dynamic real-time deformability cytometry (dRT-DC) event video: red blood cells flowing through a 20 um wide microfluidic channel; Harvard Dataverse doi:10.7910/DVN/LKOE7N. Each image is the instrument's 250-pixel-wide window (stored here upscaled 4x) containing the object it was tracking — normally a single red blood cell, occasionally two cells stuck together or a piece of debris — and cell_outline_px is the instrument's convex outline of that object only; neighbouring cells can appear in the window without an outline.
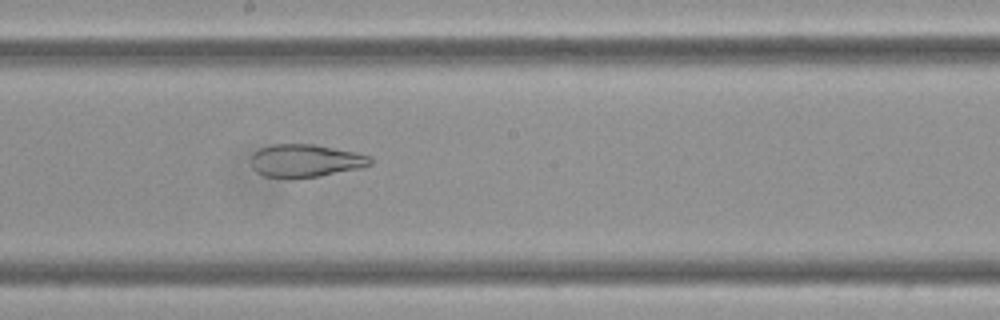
{"species": "Egyptian fruit bat (a non-hibernating species)", "species_latin": "Rousettus aegyptiacus", "temperature_condition": "cold", "stored_images_in_passage": 57, "camera_frame_rate_fps": 3000, "um_per_image_px": 0.085, "frame": {"image": 1, "passage_image": 31, "time_ms": 10.0, "image_size_px": [1000, 320], "cell_outline_px": [[372, 164], [360, 168], [320, 176], [264, 176], [256, 172], [252, 168], [252, 156], [260, 148], [272, 144], [316, 144], [352, 152], [368, 156], [372, 160]], "centroid_in_image_um": [25.96, 13.64], "position_along_channel_um": 222.2, "area_um2": 22.2}}
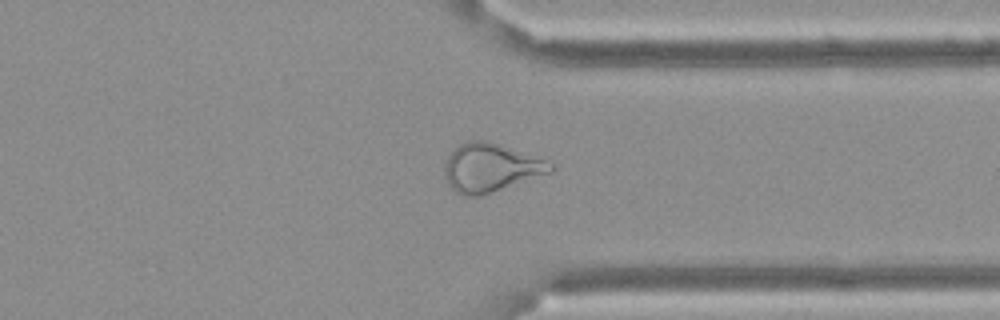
{"frame": {"image": 2, "passage_image": 44, "time_ms": 14.333, "image_size_px": [1000, 320], "cell_outline_px": [[556, 168], [552, 172], [480, 196], [460, 196], [448, 184], [444, 176], [444, 160], [464, 140], [484, 140], [544, 160], [552, 164]], "centroid_in_image_um": [41.64, 14.28], "position_along_channel_um": 369.8, "area_um2": 29.54}}
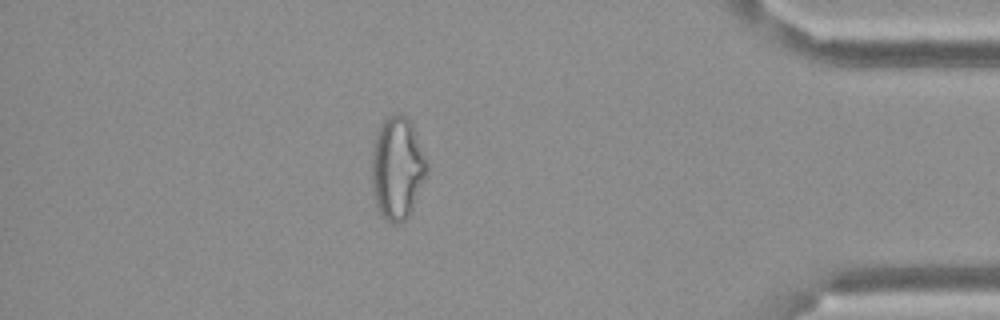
{"frame": {"image": 3, "passage_image": 50, "time_ms": 16.333, "image_size_px": [1000, 320], "cell_outline_px": [[428, 176], [408, 216], [400, 224], [392, 224], [380, 212], [376, 204], [372, 192], [372, 152], [376, 136], [380, 124], [388, 116], [400, 112], [408, 116], [412, 124], [428, 164]], "centroid_in_image_um": [33.79, 14.28], "position_along_channel_um": 401.4, "area_um2": 33.18}}